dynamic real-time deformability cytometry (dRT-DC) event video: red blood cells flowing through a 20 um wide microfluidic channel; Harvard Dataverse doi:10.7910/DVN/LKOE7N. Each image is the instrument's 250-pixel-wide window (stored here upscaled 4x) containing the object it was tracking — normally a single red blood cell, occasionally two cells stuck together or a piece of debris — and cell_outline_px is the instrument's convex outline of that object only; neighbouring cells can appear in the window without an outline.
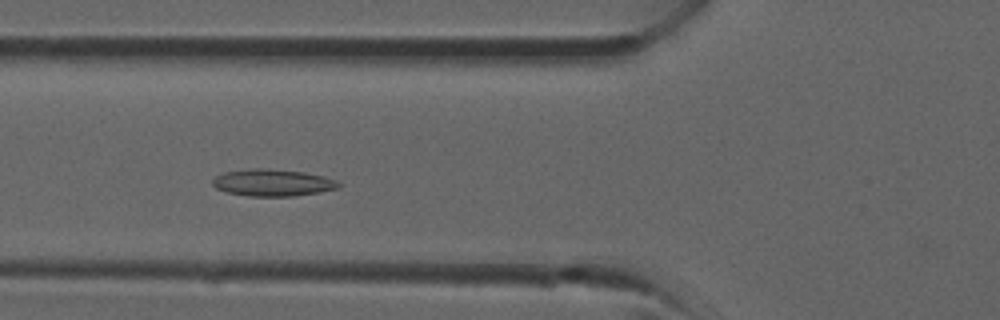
{"species": "common noctule bat (a hibernating species)", "species_latin": "Nyctalus noctula", "temperature_condition": "room temperature", "stored_images_in_passage": 34, "camera_frame_rate_fps": 3000, "um_per_image_px": 0.085, "animal": {"sex": "male", "forearm_length_mm": 52.5}, "frame": {"image": 1, "passage_image": 11, "time_ms": 3.333, "image_size_px": [1000, 320], "cell_outline_px": [[340, 188], [320, 192], [292, 196], [248, 196], [224, 192], [216, 188], [212, 184], [212, 180], [216, 176], [224, 172], [248, 168], [264, 168], [304, 172], [324, 176], [336, 180], [340, 184]], "centroid_in_image_um": [23.16, 15.52], "position_along_channel_um": 102.6, "area_um2": 19.94}}
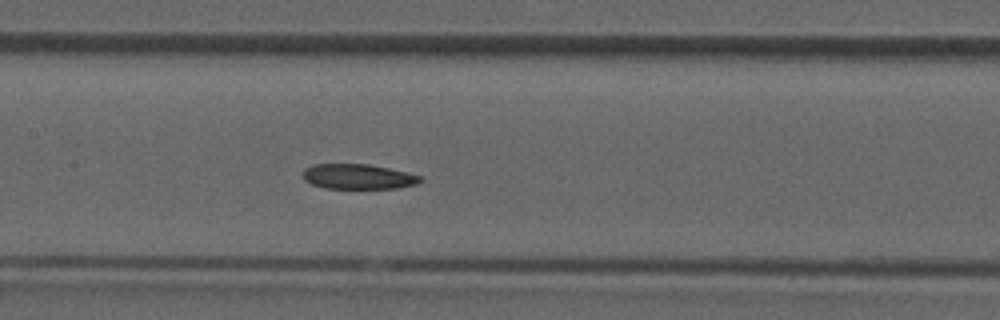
{"frame": {"image": 2, "passage_image": 15, "time_ms": 4.667, "image_size_px": [1000, 320], "cell_outline_px": [[424, 180], [416, 184], [396, 188], [324, 188], [312, 184], [304, 180], [304, 168], [312, 164], [368, 164], [408, 172], [424, 176]], "centroid_in_image_um": [30.47, 15.0], "position_along_channel_um": 176.9, "area_um2": 17.22}}
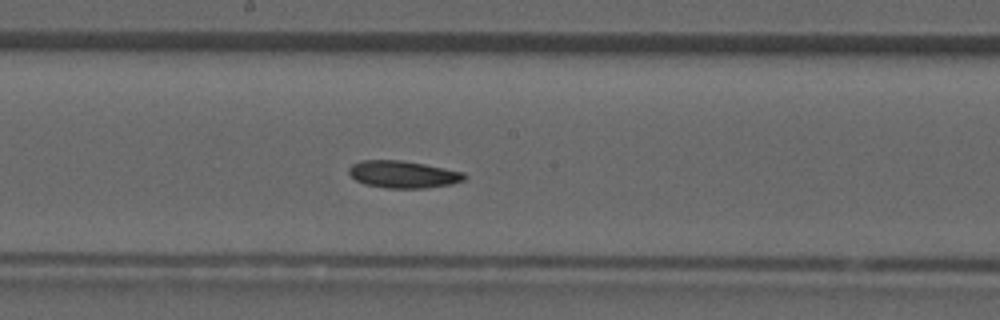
{"frame": {"image": 3, "passage_image": 17, "time_ms": 5.333, "image_size_px": [1000, 320], "cell_outline_px": [[468, 176], [464, 180], [452, 184], [424, 188], [388, 188], [364, 184], [356, 180], [348, 172], [348, 168], [352, 164], [360, 160], [400, 160], [424, 164], [464, 172]], "centroid_in_image_um": [34.26, 14.82], "position_along_channel_um": 213.9, "area_um2": 18.32}}